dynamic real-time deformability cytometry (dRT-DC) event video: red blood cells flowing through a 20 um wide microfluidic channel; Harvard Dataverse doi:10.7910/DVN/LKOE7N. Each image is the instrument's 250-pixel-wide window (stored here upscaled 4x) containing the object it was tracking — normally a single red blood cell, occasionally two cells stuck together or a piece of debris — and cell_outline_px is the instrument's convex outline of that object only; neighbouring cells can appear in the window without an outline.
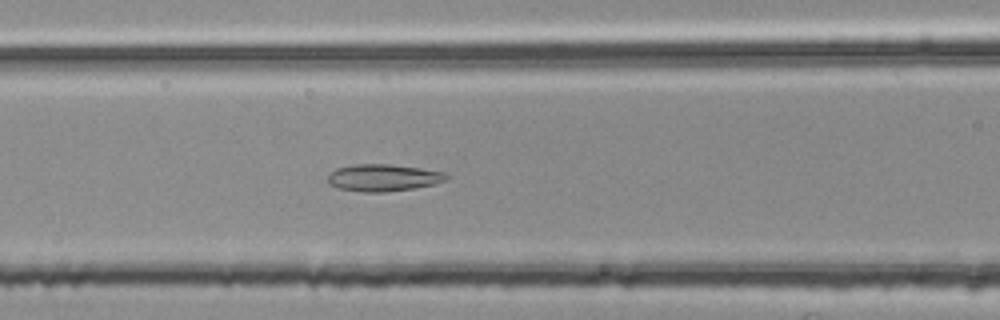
{"species": "common noctule bat (a hibernating species)", "species_latin": "Nyctalus noctula", "temperature_condition": "room temperature", "stored_images_in_passage": 43, "camera_frame_rate_fps": 3000, "um_per_image_px": 0.085, "animal": {"sex": "female", "body_mass_g": 25.1}, "frame": {"image": 1, "passage_image": 19, "time_ms": 6.0, "image_size_px": [1000, 320], "cell_outline_px": [[452, 176], [448, 180], [436, 184], [416, 188], [388, 192], [364, 192], [340, 188], [328, 184], [328, 176], [336, 168], [352, 164], [388, 164], [420, 168], [444, 172]], "centroid_in_image_um": [32.64, 15.11], "position_along_channel_um": 134.0, "area_um2": 18.9}}
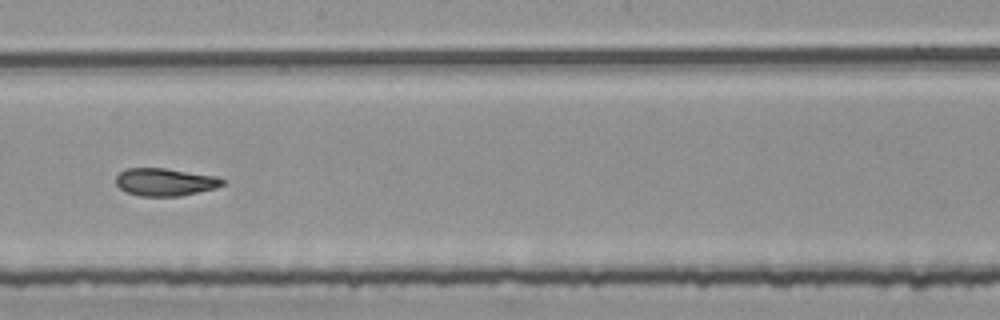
{"frame": {"image": 2, "passage_image": 27, "time_ms": 8.667, "image_size_px": [1000, 320], "cell_outline_px": [[224, 184], [216, 188], [180, 196], [140, 196], [124, 192], [116, 184], [116, 176], [120, 172], [128, 168], [164, 168], [216, 176], [224, 180]], "centroid_in_image_um": [14.01, 15.48], "position_along_channel_um": 234.2, "area_um2": 17.17}}
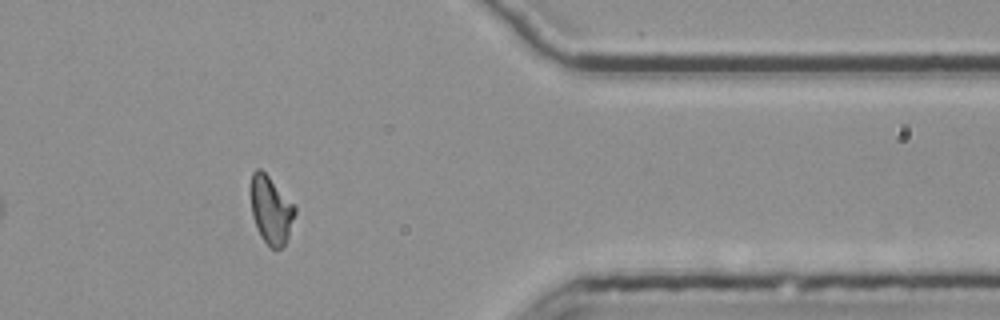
{"frame": {"image": 3, "passage_image": 41, "time_ms": 13.333, "image_size_px": [1000, 320], "cell_outline_px": [[296, 212], [288, 236], [284, 244], [280, 248], [272, 248], [260, 236], [252, 216], [248, 192], [248, 188], [252, 172], [256, 168], [260, 168], [268, 176], [296, 208]], "centroid_in_image_um": [22.96, 17.8], "position_along_channel_um": 388.4, "area_um2": 17.51}, "authors_computed_cell_mechanics": {"area_um2": 18.4382, "velocity_mm_per_s": 3.7669, "shape_relaxation_time_tau1_ms": null, "shape_relaxation_time_tau2_ms": 1.9341, "deformation_change_tau1": null, "deformation_change_tau2": 0.0904}}